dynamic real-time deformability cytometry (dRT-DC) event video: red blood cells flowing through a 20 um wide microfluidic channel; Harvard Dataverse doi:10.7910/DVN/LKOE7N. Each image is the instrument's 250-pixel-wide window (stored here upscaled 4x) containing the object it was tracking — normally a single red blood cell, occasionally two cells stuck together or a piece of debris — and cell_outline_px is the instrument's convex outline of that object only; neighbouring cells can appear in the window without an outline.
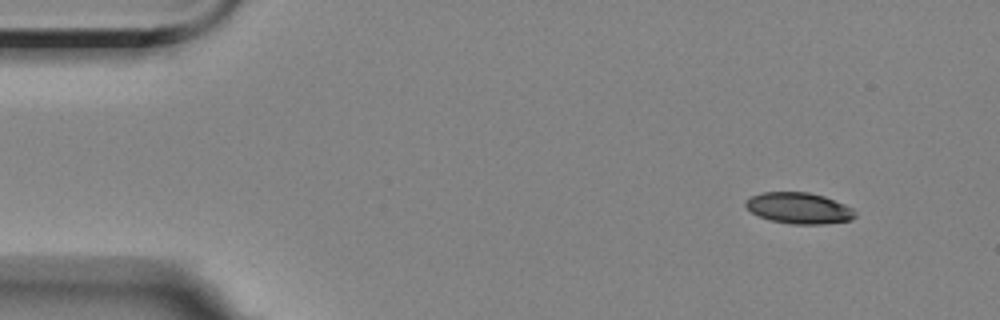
{"species": "Egyptian fruit bat (a non-hibernating species)", "species_latin": "Rousettus aegyptiacus", "temperature_condition": "room temperature", "stored_images_in_passage": 4, "camera_frame_rate_fps": 3000, "um_per_image_px": 0.085, "animal": {"sex": "female"}, "frame": {"image": 1, "passage_image": 1, "time_ms": 0.0, "image_size_px": [1000, 320], "cell_outline_px": [[856, 216], [852, 220], [824, 224], [792, 224], [772, 220], [760, 216], [752, 212], [744, 204], [752, 196], [764, 192], [808, 192], [824, 196], [844, 204], [852, 208], [856, 212]], "centroid_in_image_um": [67.96, 17.69], "position_along_channel_um": 17.0, "area_um2": 19.65}}
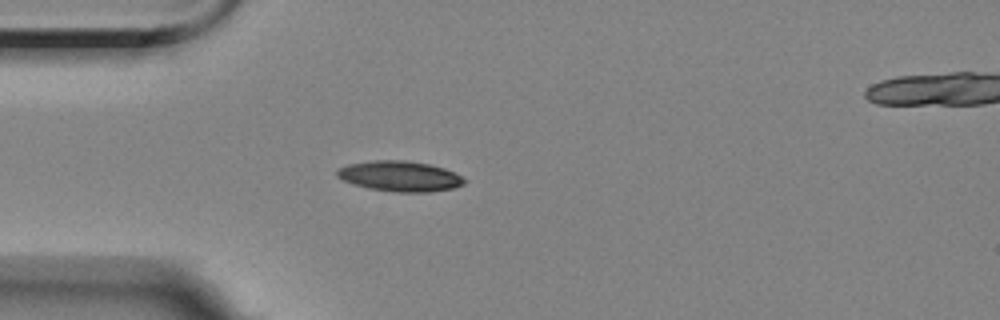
{"frame": {"image": 2, "passage_image": 4, "time_ms": 3.333, "image_size_px": [1000, 320], "cell_outline_px": [[468, 180], [464, 184], [452, 188], [428, 192], [396, 192], [368, 188], [344, 180], [336, 176], [336, 172], [340, 168], [348, 164], [372, 160], [404, 160], [428, 164], [444, 168]], "centroid_in_image_um": [33.99, 14.97], "position_along_channel_um": 51.0, "area_um2": 22.31}}